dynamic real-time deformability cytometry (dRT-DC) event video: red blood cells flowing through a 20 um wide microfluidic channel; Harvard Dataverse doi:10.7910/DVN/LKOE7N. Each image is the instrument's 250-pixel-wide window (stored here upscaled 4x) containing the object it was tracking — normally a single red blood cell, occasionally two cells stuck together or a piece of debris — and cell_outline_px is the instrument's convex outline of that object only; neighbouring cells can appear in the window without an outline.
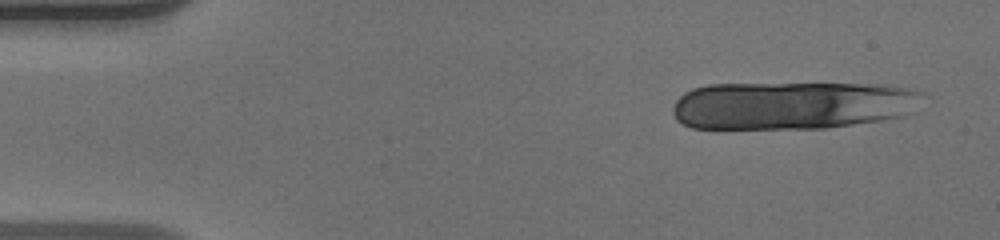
{"species": "human", "species_latin": "Homo sapiens", "temperature_condition": "warm", "stored_images_in_passage": 15, "camera_frame_rate_fps": 3000, "um_per_image_px": 0.085, "donor": {"sex": "male"}, "frame": {"image": 1, "passage_image": 3, "time_ms": 0.667, "image_size_px": [1000, 240], "cell_outline_px": [[916, 92], [900, 116], [880, 120], [824, 128], [692, 128], [676, 120], [672, 112], [672, 108], [676, 100], [684, 92], [692, 88], [708, 84], [864, 84], [912, 88]], "centroid_in_image_um": [67.04, 8.95], "position_along_channel_um": 18.0, "area_um2": 68.2}}